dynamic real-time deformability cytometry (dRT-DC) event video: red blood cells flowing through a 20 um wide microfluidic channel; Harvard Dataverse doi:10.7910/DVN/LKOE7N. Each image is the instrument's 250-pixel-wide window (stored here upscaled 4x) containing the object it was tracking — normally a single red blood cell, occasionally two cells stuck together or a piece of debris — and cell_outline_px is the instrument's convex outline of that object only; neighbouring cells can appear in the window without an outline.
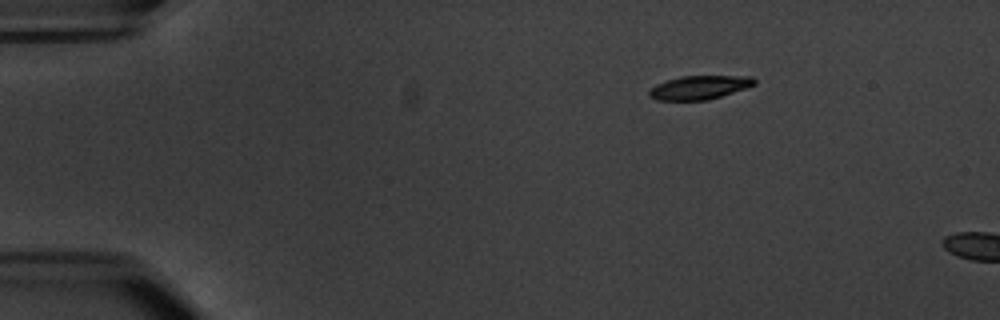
{"species": "common noctule bat (a hibernating species)", "species_latin": "Nyctalus noctula", "temperature_condition": "warm", "stored_images_in_passage": 2, "camera_frame_rate_fps": 3000, "um_per_image_px": 0.085, "animal": {"sex": "male", "body_mass_g": 20.1, "forearm_length_mm": 53.5}, "frame": {"image": 1, "passage_image": 1, "time_ms": 0.0, "image_size_px": [1000, 320], "cell_outline_px": [[756, 84], [748, 88], [708, 100], [656, 100], [648, 96], [648, 92], [656, 84], [680, 76], [752, 76], [756, 80]], "centroid_in_image_um": [59.48, 7.43], "position_along_channel_um": 25.5, "area_um2": 14.62}}